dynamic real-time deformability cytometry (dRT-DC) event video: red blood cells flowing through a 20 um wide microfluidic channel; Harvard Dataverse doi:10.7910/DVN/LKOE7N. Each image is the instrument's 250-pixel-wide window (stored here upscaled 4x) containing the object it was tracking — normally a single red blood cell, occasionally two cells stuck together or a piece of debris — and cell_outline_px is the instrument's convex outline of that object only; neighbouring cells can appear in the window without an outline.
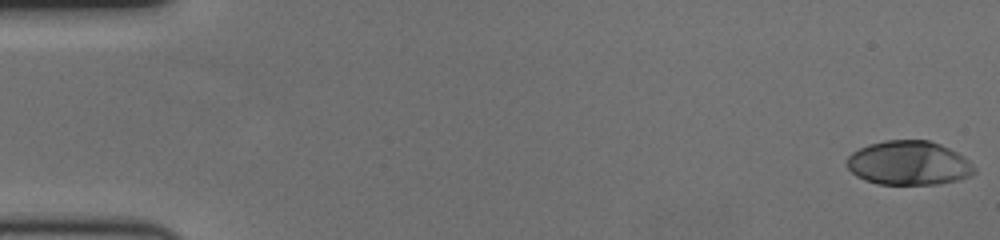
{"species": "human", "species_latin": "Homo sapiens", "temperature_condition": "cold", "stored_images_in_passage": 60, "camera_frame_rate_fps": 3000, "um_per_image_px": 0.085, "donor": {"sex": "female"}, "frame": {"image": 1, "passage_image": 1, "time_ms": 0.0, "image_size_px": [1000, 240], "cell_outline_px": [[976, 172], [972, 176], [956, 180], [936, 184], [876, 184], [864, 180], [856, 176], [848, 168], [848, 156], [852, 152], [868, 144], [884, 140], [928, 140], [940, 144], [964, 156], [976, 168]], "centroid_in_image_um": [77.25, 13.86], "position_along_channel_um": 7.7, "area_um2": 32.83}}
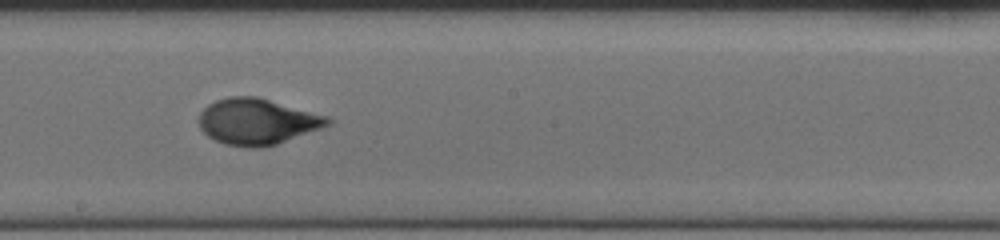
{"frame": {"image": 2, "passage_image": 34, "time_ms": 11.0, "image_size_px": [1000, 240], "cell_outline_px": [[332, 120], [328, 124], [320, 128], [276, 144], [260, 148], [248, 148], [224, 144], [208, 136], [200, 128], [200, 112], [208, 104], [216, 100], [228, 96], [256, 96], [328, 116]], "centroid_in_image_um": [21.83, 10.33], "position_along_channel_um": 226.4, "area_um2": 34.28}}
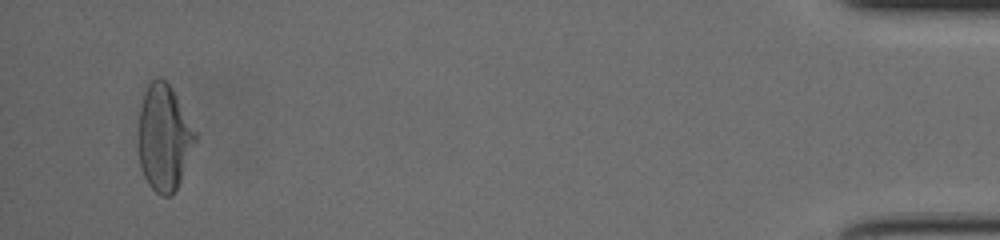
{"frame": {"image": 3, "passage_image": 58, "time_ms": 19.0, "image_size_px": [1000, 240], "cell_outline_px": [[196, 140], [180, 180], [172, 196], [160, 196], [148, 184], [140, 168], [136, 144], [140, 108], [144, 92], [148, 84], [152, 80], [160, 76], [168, 84], [196, 132]], "centroid_in_image_um": [13.88, 11.73], "position_along_channel_um": 421.3, "area_um2": 35.08}, "authors_computed_cell_mechanics": {"area_um2": 33.5818, "velocity_mm_per_s": 3.4476, "shape_relaxation_time_tau1_ms": 5.3139, "shape_relaxation_time_tau2_ms": null, "deformation_change_tau1": 0.2485, "deformation_change_tau2": null}}